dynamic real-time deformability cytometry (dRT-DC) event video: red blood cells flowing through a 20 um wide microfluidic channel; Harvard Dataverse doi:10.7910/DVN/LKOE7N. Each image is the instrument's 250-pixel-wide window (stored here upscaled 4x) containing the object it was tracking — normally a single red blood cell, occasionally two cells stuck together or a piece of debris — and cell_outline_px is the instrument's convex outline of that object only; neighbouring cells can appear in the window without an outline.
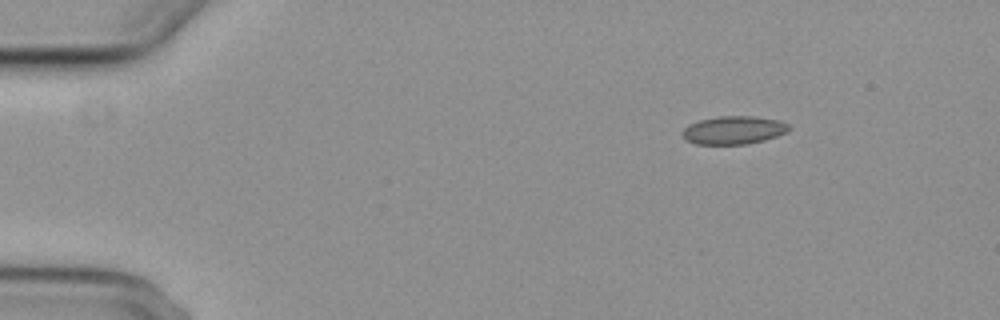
{"species": "common noctule bat (a hibernating species)", "species_latin": "Nyctalus noctula", "temperature_condition": "cold", "stored_images_in_passage": 4, "camera_frame_rate_fps": 3000, "um_per_image_px": 0.085, "animal": {"sex": "female", "body_mass_g": 29.2, "forearm_length_mm": 56.3}, "frame": {"image": 1, "passage_image": 1, "time_ms": 0.0, "image_size_px": [1000, 320], "cell_outline_px": [[792, 128], [788, 132], [764, 140], [744, 144], [696, 144], [688, 140], [680, 132], [688, 124], [700, 120], [716, 116], [756, 116], [780, 120], [788, 124]], "centroid_in_image_um": [62.39, 11.04], "position_along_channel_um": 22.6, "area_um2": 17.57}}
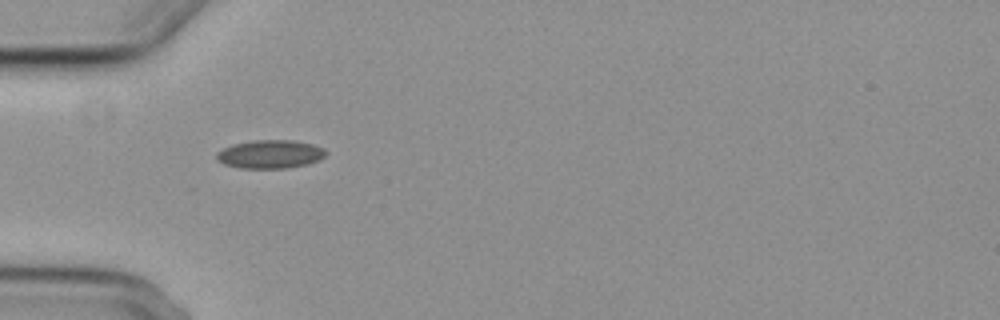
{"frame": {"image": 2, "passage_image": 3, "time_ms": 3.333, "image_size_px": [1000, 320], "cell_outline_px": [[328, 152], [320, 160], [308, 164], [284, 168], [240, 168], [224, 164], [216, 160], [216, 152], [232, 144], [252, 140], [296, 140], [312, 144], [324, 148]], "centroid_in_image_um": [22.97, 13.1], "position_along_channel_um": 62.0, "area_um2": 18.26}}
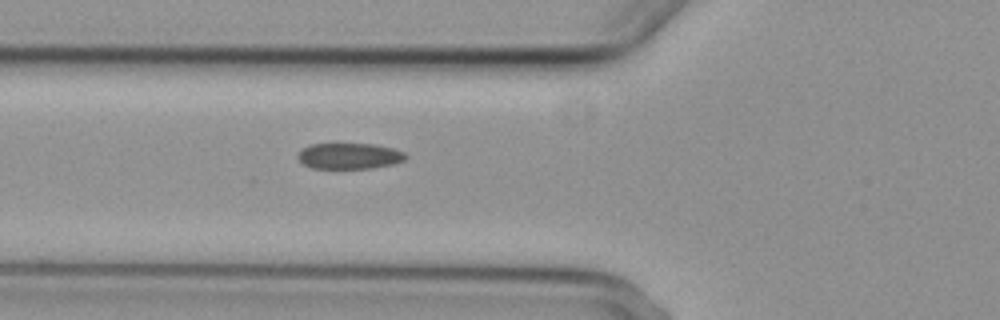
{"frame": {"image": 3, "passage_image": 4, "time_ms": 4.333, "image_size_px": [1000, 320], "cell_outline_px": [[408, 156], [404, 160], [392, 164], [372, 168], [312, 168], [304, 164], [296, 156], [308, 144], [376, 144], [392, 148], [404, 152]], "centroid_in_image_um": [29.71, 13.25], "position_along_channel_um": 96.1, "area_um2": 16.18}}